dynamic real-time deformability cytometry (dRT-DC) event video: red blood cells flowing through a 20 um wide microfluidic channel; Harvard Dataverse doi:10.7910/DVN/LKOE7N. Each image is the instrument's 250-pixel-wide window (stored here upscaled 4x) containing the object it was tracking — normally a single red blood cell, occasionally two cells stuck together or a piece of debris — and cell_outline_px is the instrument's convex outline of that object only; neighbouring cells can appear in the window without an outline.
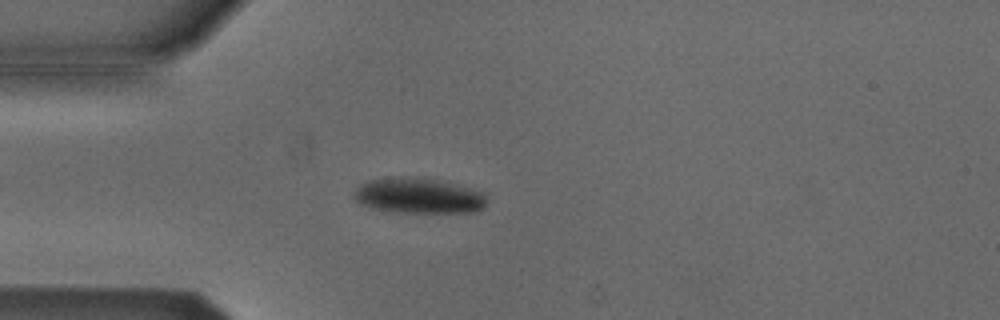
{"species": "Egyptian fruit bat (a non-hibernating species)", "species_latin": "Rousettus aegyptiacus", "temperature_condition": "cold", "stored_images_in_passage": 45, "camera_frame_rate_fps": 3000, "um_per_image_px": 0.085, "animal": {"sex": "male"}, "frame": {"image": 1, "passage_image": 9, "time_ms": 2.667, "image_size_px": [1000, 320], "cell_outline_px": [[488, 200], [476, 212], [396, 212], [372, 208], [360, 204], [352, 196], [356, 188], [360, 184], [368, 180], [404, 176], [416, 176], [468, 188], [484, 192]], "centroid_in_image_um": [35.53, 16.64], "position_along_channel_um": 49.5, "area_um2": 27.22}}
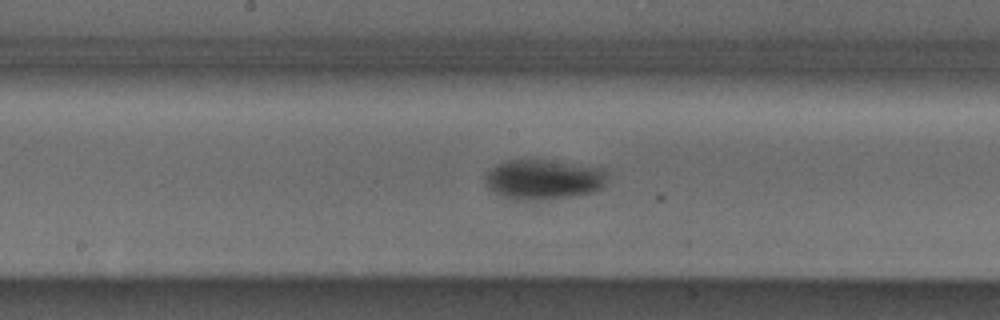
{"frame": {"image": 2, "passage_image": 22, "time_ms": 7.0, "image_size_px": [1000, 320], "cell_outline_px": [[604, 184], [596, 192], [568, 196], [520, 200], [516, 200], [500, 196], [488, 188], [484, 176], [492, 168], [508, 160], [544, 160], [604, 168]], "centroid_in_image_um": [46.16, 15.25], "position_along_channel_um": 202.0, "area_um2": 27.74}}
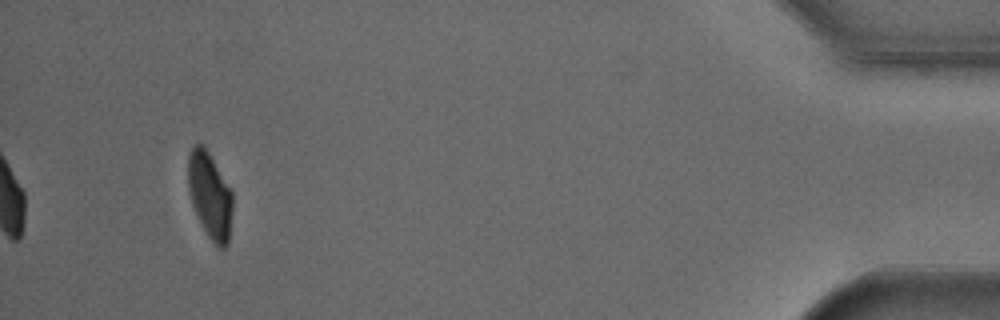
{"frame": {"image": 3, "passage_image": 45, "time_ms": 14.667, "image_size_px": [1000, 320], "cell_outline_px": [[232, 212], [228, 244], [224, 248], [216, 248], [212, 244], [192, 204], [188, 188], [188, 152], [196, 144], [204, 144], [232, 192]], "centroid_in_image_um": [17.84, 16.62], "position_along_channel_um": 417.4, "area_um2": 22.31}, "authors_computed_cell_mechanics": {"area_um2": 26.8192, "velocity_mm_per_s": 3.79, "shape_relaxation_time_tau1_ms": 3.0551, "shape_relaxation_time_tau2_ms": null, "deformation_change_tau1": 0.1214, "deformation_change_tau2": null}}